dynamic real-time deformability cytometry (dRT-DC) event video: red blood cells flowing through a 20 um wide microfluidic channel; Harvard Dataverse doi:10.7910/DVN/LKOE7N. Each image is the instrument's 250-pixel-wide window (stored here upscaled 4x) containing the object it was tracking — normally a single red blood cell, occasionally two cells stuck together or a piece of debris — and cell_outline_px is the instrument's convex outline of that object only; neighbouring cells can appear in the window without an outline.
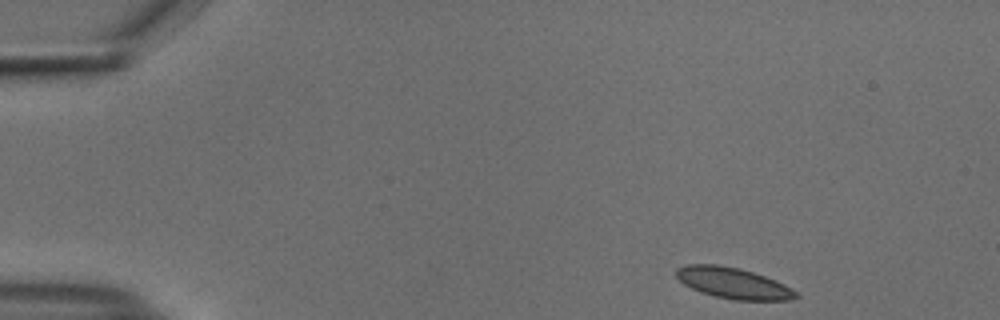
{"species": "common noctule bat (a hibernating species)", "species_latin": "Nyctalus noctula", "temperature_condition": "cold", "stored_images_in_passage": 48, "camera_frame_rate_fps": 3000, "um_per_image_px": 0.085, "animal": {"sex": "male", "body_mass_g": 18.8}, "frame": {"image": 1, "passage_image": 1, "time_ms": 0.0, "image_size_px": [1000, 320], "cell_outline_px": [[800, 296], [792, 300], [736, 300], [716, 296], [700, 292], [684, 284], [676, 276], [676, 268], [688, 264], [716, 264], [740, 268], [776, 280], [784, 284], [796, 292]], "centroid_in_image_um": [62.32, 24.06], "position_along_channel_um": 22.7, "area_um2": 21.5}}
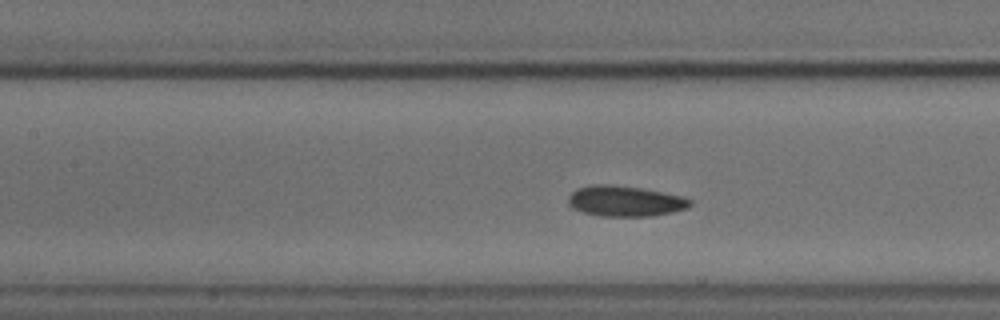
{"frame": {"image": 2, "passage_image": 19, "time_ms": 6.0, "image_size_px": [1000, 320], "cell_outline_px": [[692, 204], [688, 208], [672, 212], [652, 216], [600, 216], [584, 212], [572, 208], [568, 204], [568, 196], [576, 188], [592, 184], [612, 184], [640, 188], [684, 196], [692, 200]], "centroid_in_image_um": [53.13, 17.09], "position_along_channel_um": 154.3, "area_um2": 21.91}}
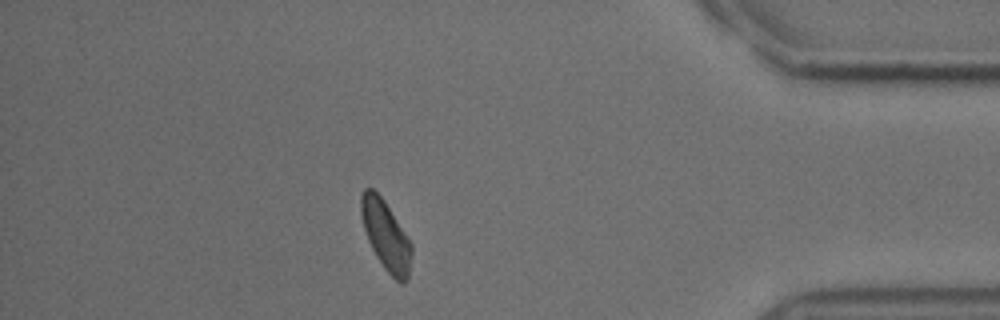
{"frame": {"image": 3, "passage_image": 42, "time_ms": 13.667, "image_size_px": [1000, 320], "cell_outline_px": [[412, 256], [408, 280], [404, 284], [400, 284], [384, 268], [376, 256], [368, 240], [364, 228], [360, 212], [360, 196], [364, 188], [372, 188], [384, 200], [412, 244]], "centroid_in_image_um": [32.8, 20.04], "position_along_channel_um": 402.4, "area_um2": 20.46}, "authors_computed_cell_mechanics": {"area_um2": 21.2126, "velocity_mm_per_s": 3.6994, "shape_relaxation_time_tau1_ms": 3.5621, "shape_relaxation_time_tau2_ms": 2.9829, "deformation_change_tau1": 0.0868, "deformation_change_tau2": 0.0773}}